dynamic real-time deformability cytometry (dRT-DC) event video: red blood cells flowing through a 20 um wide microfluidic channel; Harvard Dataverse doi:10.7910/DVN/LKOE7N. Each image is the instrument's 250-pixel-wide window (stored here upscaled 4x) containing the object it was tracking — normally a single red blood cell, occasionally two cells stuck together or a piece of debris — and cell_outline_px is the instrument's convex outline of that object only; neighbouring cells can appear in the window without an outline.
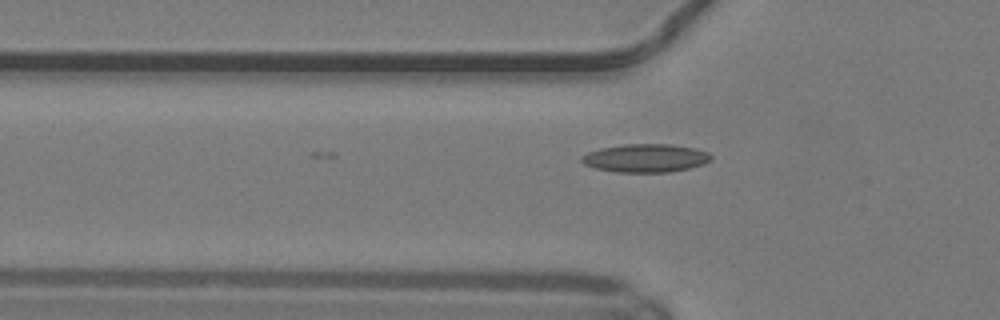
{"species": "common noctule bat (a hibernating species)", "species_latin": "Nyctalus noctula", "temperature_condition": "warm", "stored_images_in_passage": 13, "camera_frame_rate_fps": 3000, "um_per_image_px": 0.085, "animal": {"sex": "male", "body_mass_g": 19.2, "forearm_length_mm": 51.8}, "frame": {"image": 1, "passage_image": 2, "time_ms": 0.333, "image_size_px": [1000, 320], "cell_outline_px": [[712, 160], [704, 164], [672, 172], [616, 172], [596, 168], [584, 164], [580, 160], [580, 156], [588, 152], [600, 148], [624, 144], [672, 144], [696, 148], [708, 152], [712, 156]], "centroid_in_image_um": [54.89, 13.43], "position_along_channel_um": 70.9, "area_um2": 21.5}}
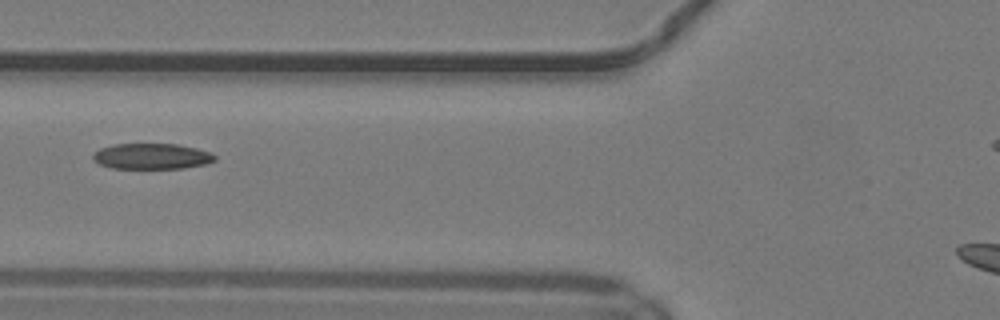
{"frame": {"image": 2, "passage_image": 5, "time_ms": 1.333, "image_size_px": [1000, 320], "cell_outline_px": [[216, 160], [204, 164], [184, 168], [112, 168], [100, 164], [92, 160], [92, 156], [100, 148], [112, 144], [176, 144], [196, 148], [212, 152], [216, 156]], "centroid_in_image_um": [12.9, 13.28], "position_along_channel_um": 112.9, "area_um2": 18.26}}
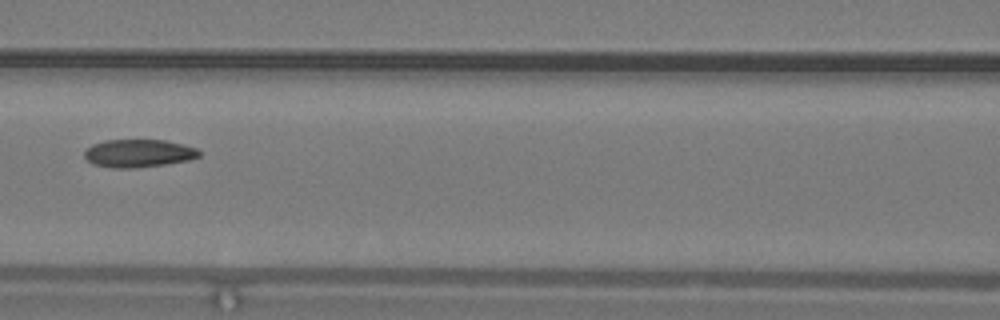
{"frame": {"image": 3, "passage_image": 8, "time_ms": 2.333, "image_size_px": [1000, 320], "cell_outline_px": [[200, 156], [188, 160], [164, 164], [136, 168], [112, 168], [92, 164], [84, 156], [84, 152], [92, 144], [104, 140], [164, 140], [184, 144], [196, 148], [200, 152]], "centroid_in_image_um": [11.76, 13.03], "position_along_channel_um": 154.8, "area_um2": 18.67}}